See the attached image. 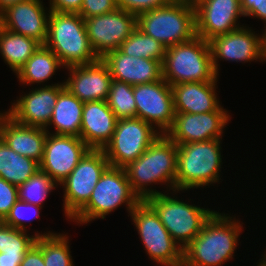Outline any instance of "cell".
Segmentation results:
<instances>
[{"label":"cell","instance_id":"14","mask_svg":"<svg viewBox=\"0 0 266 266\" xmlns=\"http://www.w3.org/2000/svg\"><path fill=\"white\" fill-rule=\"evenodd\" d=\"M90 149L80 137L48 133L40 170L59 185Z\"/></svg>","mask_w":266,"mask_h":266},{"label":"cell","instance_id":"5","mask_svg":"<svg viewBox=\"0 0 266 266\" xmlns=\"http://www.w3.org/2000/svg\"><path fill=\"white\" fill-rule=\"evenodd\" d=\"M221 140L177 145L175 191L205 187L219 182L222 165Z\"/></svg>","mask_w":266,"mask_h":266},{"label":"cell","instance_id":"48","mask_svg":"<svg viewBox=\"0 0 266 266\" xmlns=\"http://www.w3.org/2000/svg\"><path fill=\"white\" fill-rule=\"evenodd\" d=\"M9 115V111H6L4 113H0V122L6 118Z\"/></svg>","mask_w":266,"mask_h":266},{"label":"cell","instance_id":"11","mask_svg":"<svg viewBox=\"0 0 266 266\" xmlns=\"http://www.w3.org/2000/svg\"><path fill=\"white\" fill-rule=\"evenodd\" d=\"M109 166L102 149H90L78 165L59 185L64 188V204L67 219H71L90 199L100 176Z\"/></svg>","mask_w":266,"mask_h":266},{"label":"cell","instance_id":"43","mask_svg":"<svg viewBox=\"0 0 266 266\" xmlns=\"http://www.w3.org/2000/svg\"><path fill=\"white\" fill-rule=\"evenodd\" d=\"M24 0H0V11L5 10L7 7L19 3Z\"/></svg>","mask_w":266,"mask_h":266},{"label":"cell","instance_id":"36","mask_svg":"<svg viewBox=\"0 0 266 266\" xmlns=\"http://www.w3.org/2000/svg\"><path fill=\"white\" fill-rule=\"evenodd\" d=\"M118 8L116 0H83L78 12L84 19L104 15Z\"/></svg>","mask_w":266,"mask_h":266},{"label":"cell","instance_id":"12","mask_svg":"<svg viewBox=\"0 0 266 266\" xmlns=\"http://www.w3.org/2000/svg\"><path fill=\"white\" fill-rule=\"evenodd\" d=\"M93 51L99 58L120 45L137 28V15L123 9L84 19Z\"/></svg>","mask_w":266,"mask_h":266},{"label":"cell","instance_id":"44","mask_svg":"<svg viewBox=\"0 0 266 266\" xmlns=\"http://www.w3.org/2000/svg\"><path fill=\"white\" fill-rule=\"evenodd\" d=\"M242 4V11L245 13L254 3V0H239Z\"/></svg>","mask_w":266,"mask_h":266},{"label":"cell","instance_id":"23","mask_svg":"<svg viewBox=\"0 0 266 266\" xmlns=\"http://www.w3.org/2000/svg\"><path fill=\"white\" fill-rule=\"evenodd\" d=\"M49 129L18 123L11 116L0 122V138L19 155L41 163Z\"/></svg>","mask_w":266,"mask_h":266},{"label":"cell","instance_id":"26","mask_svg":"<svg viewBox=\"0 0 266 266\" xmlns=\"http://www.w3.org/2000/svg\"><path fill=\"white\" fill-rule=\"evenodd\" d=\"M61 66L63 65L60 59L45 45H41L16 75L22 84H42L55 75Z\"/></svg>","mask_w":266,"mask_h":266},{"label":"cell","instance_id":"1","mask_svg":"<svg viewBox=\"0 0 266 266\" xmlns=\"http://www.w3.org/2000/svg\"><path fill=\"white\" fill-rule=\"evenodd\" d=\"M227 215L217 211L211 215L202 231L182 249V266H221L233 259L243 226Z\"/></svg>","mask_w":266,"mask_h":266},{"label":"cell","instance_id":"35","mask_svg":"<svg viewBox=\"0 0 266 266\" xmlns=\"http://www.w3.org/2000/svg\"><path fill=\"white\" fill-rule=\"evenodd\" d=\"M18 201V187L0 177V221L9 214Z\"/></svg>","mask_w":266,"mask_h":266},{"label":"cell","instance_id":"27","mask_svg":"<svg viewBox=\"0 0 266 266\" xmlns=\"http://www.w3.org/2000/svg\"><path fill=\"white\" fill-rule=\"evenodd\" d=\"M37 161L19 155L0 138V177L7 182L19 186L39 171Z\"/></svg>","mask_w":266,"mask_h":266},{"label":"cell","instance_id":"32","mask_svg":"<svg viewBox=\"0 0 266 266\" xmlns=\"http://www.w3.org/2000/svg\"><path fill=\"white\" fill-rule=\"evenodd\" d=\"M107 104L118 119L136 117L133 86L128 83L112 80Z\"/></svg>","mask_w":266,"mask_h":266},{"label":"cell","instance_id":"3","mask_svg":"<svg viewBox=\"0 0 266 266\" xmlns=\"http://www.w3.org/2000/svg\"><path fill=\"white\" fill-rule=\"evenodd\" d=\"M44 45L60 59L65 68L99 59L90 45L84 18L79 13L50 11Z\"/></svg>","mask_w":266,"mask_h":266},{"label":"cell","instance_id":"46","mask_svg":"<svg viewBox=\"0 0 266 266\" xmlns=\"http://www.w3.org/2000/svg\"><path fill=\"white\" fill-rule=\"evenodd\" d=\"M5 30V21L3 11H0V36Z\"/></svg>","mask_w":266,"mask_h":266},{"label":"cell","instance_id":"21","mask_svg":"<svg viewBox=\"0 0 266 266\" xmlns=\"http://www.w3.org/2000/svg\"><path fill=\"white\" fill-rule=\"evenodd\" d=\"M101 59L108 66L113 80L135 86L162 79V62L158 60L125 55L119 49L107 52Z\"/></svg>","mask_w":266,"mask_h":266},{"label":"cell","instance_id":"40","mask_svg":"<svg viewBox=\"0 0 266 266\" xmlns=\"http://www.w3.org/2000/svg\"><path fill=\"white\" fill-rule=\"evenodd\" d=\"M24 255L0 253V266H20Z\"/></svg>","mask_w":266,"mask_h":266},{"label":"cell","instance_id":"42","mask_svg":"<svg viewBox=\"0 0 266 266\" xmlns=\"http://www.w3.org/2000/svg\"><path fill=\"white\" fill-rule=\"evenodd\" d=\"M264 30L265 31L262 32L263 34H261V36L259 35V39H260L262 54H263L264 59L266 60V29H264Z\"/></svg>","mask_w":266,"mask_h":266},{"label":"cell","instance_id":"17","mask_svg":"<svg viewBox=\"0 0 266 266\" xmlns=\"http://www.w3.org/2000/svg\"><path fill=\"white\" fill-rule=\"evenodd\" d=\"M215 72L218 74V60L250 62L259 60L266 62L263 57L260 39L252 29L243 26L235 31L215 36L208 40Z\"/></svg>","mask_w":266,"mask_h":266},{"label":"cell","instance_id":"47","mask_svg":"<svg viewBox=\"0 0 266 266\" xmlns=\"http://www.w3.org/2000/svg\"><path fill=\"white\" fill-rule=\"evenodd\" d=\"M257 266H266V254L263 255V258Z\"/></svg>","mask_w":266,"mask_h":266},{"label":"cell","instance_id":"4","mask_svg":"<svg viewBox=\"0 0 266 266\" xmlns=\"http://www.w3.org/2000/svg\"><path fill=\"white\" fill-rule=\"evenodd\" d=\"M208 41L200 36L167 47L162 62V78L170 85L217 81Z\"/></svg>","mask_w":266,"mask_h":266},{"label":"cell","instance_id":"41","mask_svg":"<svg viewBox=\"0 0 266 266\" xmlns=\"http://www.w3.org/2000/svg\"><path fill=\"white\" fill-rule=\"evenodd\" d=\"M248 17H256L266 22V0L262 4L257 6Z\"/></svg>","mask_w":266,"mask_h":266},{"label":"cell","instance_id":"25","mask_svg":"<svg viewBox=\"0 0 266 266\" xmlns=\"http://www.w3.org/2000/svg\"><path fill=\"white\" fill-rule=\"evenodd\" d=\"M84 102L74 96L66 87L58 94L53 114L46 130L53 125L52 134L80 137Z\"/></svg>","mask_w":266,"mask_h":266},{"label":"cell","instance_id":"24","mask_svg":"<svg viewBox=\"0 0 266 266\" xmlns=\"http://www.w3.org/2000/svg\"><path fill=\"white\" fill-rule=\"evenodd\" d=\"M217 81L189 82L172 85L175 113H208L227 111L219 104Z\"/></svg>","mask_w":266,"mask_h":266},{"label":"cell","instance_id":"34","mask_svg":"<svg viewBox=\"0 0 266 266\" xmlns=\"http://www.w3.org/2000/svg\"><path fill=\"white\" fill-rule=\"evenodd\" d=\"M40 209H42V207L38 205L18 200L3 221L13 228L27 231V225L24 223L27 221L30 222L33 218L39 216Z\"/></svg>","mask_w":266,"mask_h":266},{"label":"cell","instance_id":"7","mask_svg":"<svg viewBox=\"0 0 266 266\" xmlns=\"http://www.w3.org/2000/svg\"><path fill=\"white\" fill-rule=\"evenodd\" d=\"M131 189L124 168L108 166L94 187L89 201L70 219L78 224H87L95 219H104L122 204L129 212L140 202Z\"/></svg>","mask_w":266,"mask_h":266},{"label":"cell","instance_id":"33","mask_svg":"<svg viewBox=\"0 0 266 266\" xmlns=\"http://www.w3.org/2000/svg\"><path fill=\"white\" fill-rule=\"evenodd\" d=\"M57 184L39 169L25 183L18 186V200L42 207L49 193Z\"/></svg>","mask_w":266,"mask_h":266},{"label":"cell","instance_id":"10","mask_svg":"<svg viewBox=\"0 0 266 266\" xmlns=\"http://www.w3.org/2000/svg\"><path fill=\"white\" fill-rule=\"evenodd\" d=\"M140 118L118 119L111 140L102 149L110 166L124 168L134 162L161 134Z\"/></svg>","mask_w":266,"mask_h":266},{"label":"cell","instance_id":"2","mask_svg":"<svg viewBox=\"0 0 266 266\" xmlns=\"http://www.w3.org/2000/svg\"><path fill=\"white\" fill-rule=\"evenodd\" d=\"M124 170L131 189L141 201L162 193L147 187L153 183H165L170 187L168 191L172 189L176 192L177 144L165 134H160L146 151L136 161L124 167Z\"/></svg>","mask_w":266,"mask_h":266},{"label":"cell","instance_id":"19","mask_svg":"<svg viewBox=\"0 0 266 266\" xmlns=\"http://www.w3.org/2000/svg\"><path fill=\"white\" fill-rule=\"evenodd\" d=\"M65 87L80 101H107L112 76L106 63L99 58L85 65L71 66Z\"/></svg>","mask_w":266,"mask_h":266},{"label":"cell","instance_id":"37","mask_svg":"<svg viewBox=\"0 0 266 266\" xmlns=\"http://www.w3.org/2000/svg\"><path fill=\"white\" fill-rule=\"evenodd\" d=\"M171 1L173 0H116L118 8L136 15L166 6Z\"/></svg>","mask_w":266,"mask_h":266},{"label":"cell","instance_id":"18","mask_svg":"<svg viewBox=\"0 0 266 266\" xmlns=\"http://www.w3.org/2000/svg\"><path fill=\"white\" fill-rule=\"evenodd\" d=\"M65 84L57 83L35 88L24 96L21 95L10 106L9 116L20 124L46 128L51 120L58 94Z\"/></svg>","mask_w":266,"mask_h":266},{"label":"cell","instance_id":"22","mask_svg":"<svg viewBox=\"0 0 266 266\" xmlns=\"http://www.w3.org/2000/svg\"><path fill=\"white\" fill-rule=\"evenodd\" d=\"M117 121L107 101L84 102L80 138L91 149H103L111 140Z\"/></svg>","mask_w":266,"mask_h":266},{"label":"cell","instance_id":"39","mask_svg":"<svg viewBox=\"0 0 266 266\" xmlns=\"http://www.w3.org/2000/svg\"><path fill=\"white\" fill-rule=\"evenodd\" d=\"M20 266H45L42 249L36 243L24 255Z\"/></svg>","mask_w":266,"mask_h":266},{"label":"cell","instance_id":"6","mask_svg":"<svg viewBox=\"0 0 266 266\" xmlns=\"http://www.w3.org/2000/svg\"><path fill=\"white\" fill-rule=\"evenodd\" d=\"M137 28L166 48L186 42L196 36L195 7L186 0H173L138 14Z\"/></svg>","mask_w":266,"mask_h":266},{"label":"cell","instance_id":"31","mask_svg":"<svg viewBox=\"0 0 266 266\" xmlns=\"http://www.w3.org/2000/svg\"><path fill=\"white\" fill-rule=\"evenodd\" d=\"M35 233V235L28 236L27 231L13 228L4 221H0V253L25 255L35 244L37 237L54 234V232L50 231L43 234Z\"/></svg>","mask_w":266,"mask_h":266},{"label":"cell","instance_id":"29","mask_svg":"<svg viewBox=\"0 0 266 266\" xmlns=\"http://www.w3.org/2000/svg\"><path fill=\"white\" fill-rule=\"evenodd\" d=\"M166 47L136 28L120 45L119 50L125 55L136 58L153 59L163 62Z\"/></svg>","mask_w":266,"mask_h":266},{"label":"cell","instance_id":"45","mask_svg":"<svg viewBox=\"0 0 266 266\" xmlns=\"http://www.w3.org/2000/svg\"><path fill=\"white\" fill-rule=\"evenodd\" d=\"M263 1L265 0H254V3L252 4V6L244 13V17L245 16L247 17L257 6L262 4Z\"/></svg>","mask_w":266,"mask_h":266},{"label":"cell","instance_id":"49","mask_svg":"<svg viewBox=\"0 0 266 266\" xmlns=\"http://www.w3.org/2000/svg\"><path fill=\"white\" fill-rule=\"evenodd\" d=\"M186 1L190 2L193 6H195L201 0H186Z\"/></svg>","mask_w":266,"mask_h":266},{"label":"cell","instance_id":"13","mask_svg":"<svg viewBox=\"0 0 266 266\" xmlns=\"http://www.w3.org/2000/svg\"><path fill=\"white\" fill-rule=\"evenodd\" d=\"M133 94L136 117L165 134L175 116L172 87L162 78L157 82L133 86Z\"/></svg>","mask_w":266,"mask_h":266},{"label":"cell","instance_id":"8","mask_svg":"<svg viewBox=\"0 0 266 266\" xmlns=\"http://www.w3.org/2000/svg\"><path fill=\"white\" fill-rule=\"evenodd\" d=\"M175 197L160 193L145 201L158 214L173 240L184 249L202 231L215 211L191 205Z\"/></svg>","mask_w":266,"mask_h":266},{"label":"cell","instance_id":"16","mask_svg":"<svg viewBox=\"0 0 266 266\" xmlns=\"http://www.w3.org/2000/svg\"><path fill=\"white\" fill-rule=\"evenodd\" d=\"M194 7L196 35L206 41L243 27L237 24L244 17L239 0H201Z\"/></svg>","mask_w":266,"mask_h":266},{"label":"cell","instance_id":"15","mask_svg":"<svg viewBox=\"0 0 266 266\" xmlns=\"http://www.w3.org/2000/svg\"><path fill=\"white\" fill-rule=\"evenodd\" d=\"M230 120L228 111L208 113H175L172 126L165 135L177 145L222 139V133Z\"/></svg>","mask_w":266,"mask_h":266},{"label":"cell","instance_id":"28","mask_svg":"<svg viewBox=\"0 0 266 266\" xmlns=\"http://www.w3.org/2000/svg\"><path fill=\"white\" fill-rule=\"evenodd\" d=\"M41 45L36 39L7 29L0 36L1 56L14 73H17Z\"/></svg>","mask_w":266,"mask_h":266},{"label":"cell","instance_id":"20","mask_svg":"<svg viewBox=\"0 0 266 266\" xmlns=\"http://www.w3.org/2000/svg\"><path fill=\"white\" fill-rule=\"evenodd\" d=\"M45 9L41 0H24L11 5L3 10L5 29L36 39L44 45L50 14Z\"/></svg>","mask_w":266,"mask_h":266},{"label":"cell","instance_id":"9","mask_svg":"<svg viewBox=\"0 0 266 266\" xmlns=\"http://www.w3.org/2000/svg\"><path fill=\"white\" fill-rule=\"evenodd\" d=\"M130 216L151 260L163 266H182L181 247L173 240L158 214L146 201H140Z\"/></svg>","mask_w":266,"mask_h":266},{"label":"cell","instance_id":"38","mask_svg":"<svg viewBox=\"0 0 266 266\" xmlns=\"http://www.w3.org/2000/svg\"><path fill=\"white\" fill-rule=\"evenodd\" d=\"M83 0H50L49 11L78 13Z\"/></svg>","mask_w":266,"mask_h":266},{"label":"cell","instance_id":"30","mask_svg":"<svg viewBox=\"0 0 266 266\" xmlns=\"http://www.w3.org/2000/svg\"><path fill=\"white\" fill-rule=\"evenodd\" d=\"M69 237L54 233L36 238V244L42 249L45 266H73Z\"/></svg>","mask_w":266,"mask_h":266}]
</instances>
